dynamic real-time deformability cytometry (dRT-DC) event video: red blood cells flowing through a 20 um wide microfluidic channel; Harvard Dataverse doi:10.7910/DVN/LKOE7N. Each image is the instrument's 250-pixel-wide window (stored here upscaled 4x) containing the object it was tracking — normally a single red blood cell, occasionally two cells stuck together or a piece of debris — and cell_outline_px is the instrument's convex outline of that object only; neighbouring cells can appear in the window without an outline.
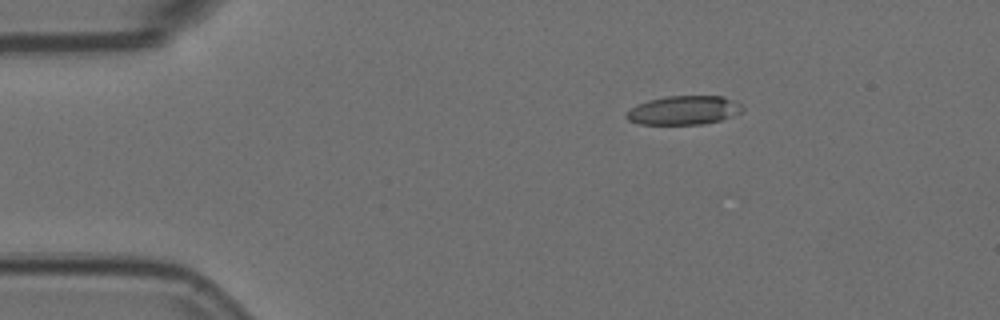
{"species": "Egyptian fruit bat (a non-hibernating species)", "species_latin": "Rousettus aegyptiacus", "temperature_condition": "room temperature", "stored_images_in_passage": 4, "camera_frame_rate_fps": 3000, "um_per_image_px": 0.085, "animal": {"sex": "female"}, "frame": {"image": 1, "passage_image": 2, "time_ms": 0.333, "image_size_px": [1000, 320], "cell_outline_px": [[744, 108], [740, 112], [732, 116], [720, 120], [704, 124], [640, 124], [628, 120], [624, 116], [624, 112], [636, 104], [648, 100], [664, 96], [724, 96], [740, 104]], "centroid_in_image_um": [58.06, 9.37], "position_along_channel_um": 26.9, "area_um2": 19.65}}